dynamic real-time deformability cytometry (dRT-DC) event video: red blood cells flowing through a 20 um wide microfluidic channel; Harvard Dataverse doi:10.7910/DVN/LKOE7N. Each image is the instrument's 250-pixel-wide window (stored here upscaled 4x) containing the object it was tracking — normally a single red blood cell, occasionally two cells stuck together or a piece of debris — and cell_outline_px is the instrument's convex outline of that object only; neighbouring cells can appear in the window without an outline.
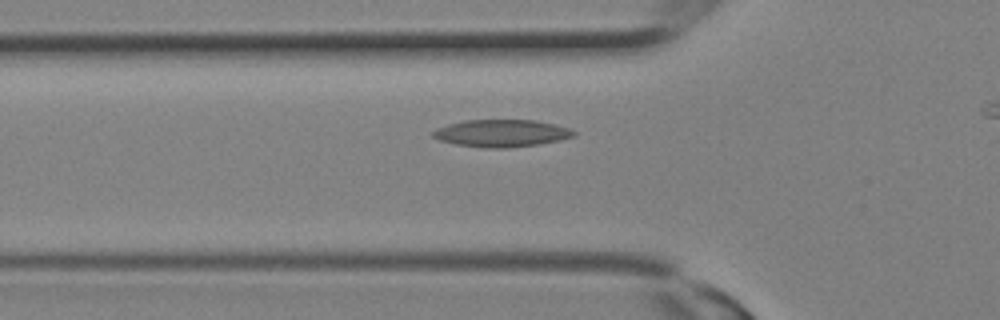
{"species": "Egyptian fruit bat (a non-hibernating species)", "species_latin": "Rousettus aegyptiacus", "temperature_condition": "room temperature", "stored_images_in_passage": 8, "camera_frame_rate_fps": 3000, "um_per_image_px": 0.085, "animal": {"sex": "female"}, "frame": {"image": 1, "passage_image": 4, "time_ms": 1.0, "image_size_px": [1000, 320], "cell_outline_px": [[576, 136], [560, 140], [536, 144], [508, 148], [484, 148], [456, 144], [440, 140], [432, 136], [432, 132], [448, 124], [464, 120], [536, 120], [568, 128], [576, 132]], "centroid_in_image_um": [42.64, 11.32], "position_along_channel_um": 83.2, "area_um2": 22.2}}
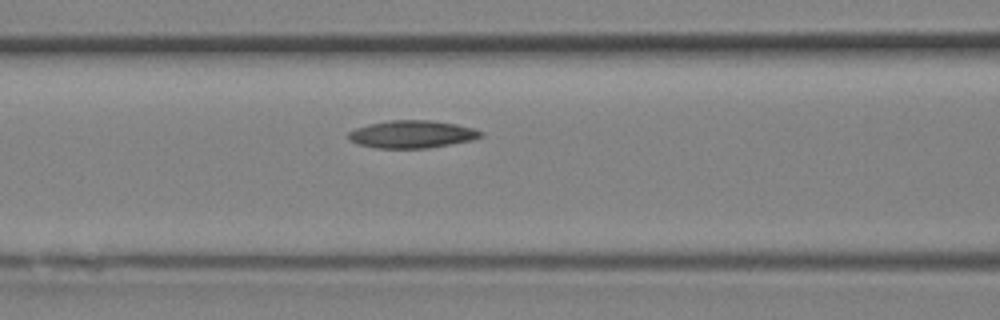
{"frame": {"image": 2, "passage_image": 6, "time_ms": 1.667, "image_size_px": [1000, 320], "cell_outline_px": [[484, 136], [472, 140], [428, 148], [376, 148], [356, 144], [348, 140], [348, 132], [356, 128], [368, 124], [388, 120], [428, 120], [456, 124], [472, 128], [484, 132]], "centroid_in_image_um": [35.0, 11.41], "position_along_channel_um": 131.6, "area_um2": 21.39}}
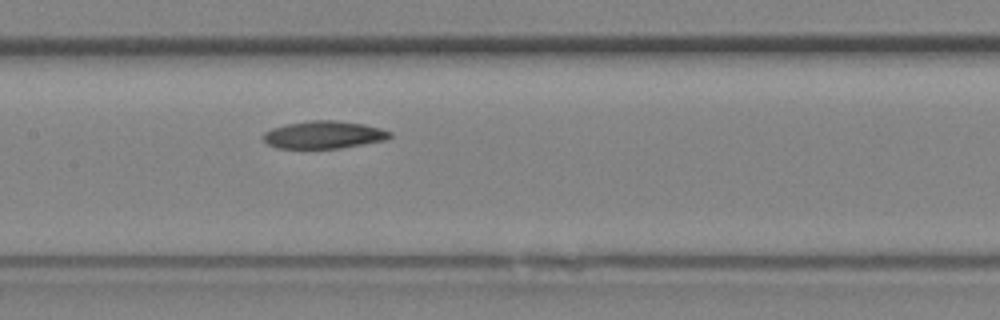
{"frame": {"image": 3, "passage_image": 8, "time_ms": 2.333, "image_size_px": [1000, 320], "cell_outline_px": [[392, 136], [384, 140], [340, 148], [276, 148], [268, 144], [264, 140], [264, 132], [272, 128], [288, 124], [312, 120], [336, 120], [364, 124], [380, 128], [392, 132]], "centroid_in_image_um": [27.53, 11.45], "position_along_channel_um": 179.9, "area_um2": 20.17}}